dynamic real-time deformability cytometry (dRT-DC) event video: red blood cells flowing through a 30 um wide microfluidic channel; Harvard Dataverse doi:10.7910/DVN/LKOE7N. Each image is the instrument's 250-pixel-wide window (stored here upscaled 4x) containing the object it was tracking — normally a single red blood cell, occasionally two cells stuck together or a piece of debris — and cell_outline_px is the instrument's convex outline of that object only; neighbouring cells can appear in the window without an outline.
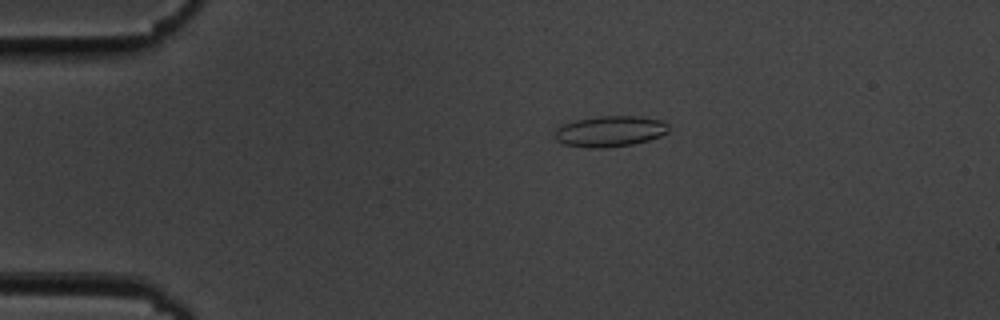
{"species": "common noctule bat (a hibernating species)", "species_latin": "Nyctalus noctula", "temperature_condition": "cold", "stored_images_in_passage": 56, "camera_frame_rate_fps": 3000, "um_per_image_px": 0.085, "animal": {"sex": "male", "body_mass_g": 19.5, "forearm_length_mm": 54.6}, "frame": {"image": 1, "passage_image": 12, "time_ms": 3.667, "image_size_px": [1000, 320], "cell_outline_px": [[668, 132], [660, 136], [648, 140], [632, 144], [604, 148], [588, 148], [564, 144], [556, 140], [556, 128], [564, 124], [576, 120], [600, 116], [640, 116], [660, 120], [668, 124]], "centroid_in_image_um": [51.86, 11.16], "position_along_channel_um": 33.1, "area_um2": 20.35}}
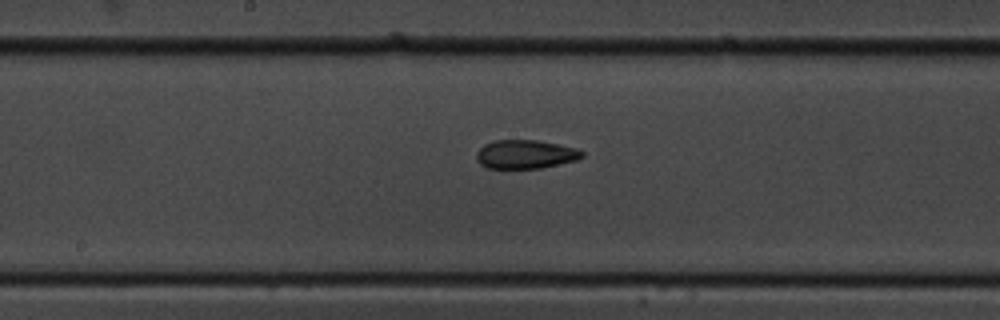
{"frame": {"image": 2, "passage_image": 30, "time_ms": 9.667, "image_size_px": [1000, 320], "cell_outline_px": [[584, 156], [576, 160], [540, 168], [488, 168], [480, 164], [476, 160], [476, 152], [484, 144], [492, 140], [536, 140], [576, 148], [584, 152]], "centroid_in_image_um": [44.62, 13.11], "position_along_channel_um": 203.6, "area_um2": 17.63}}
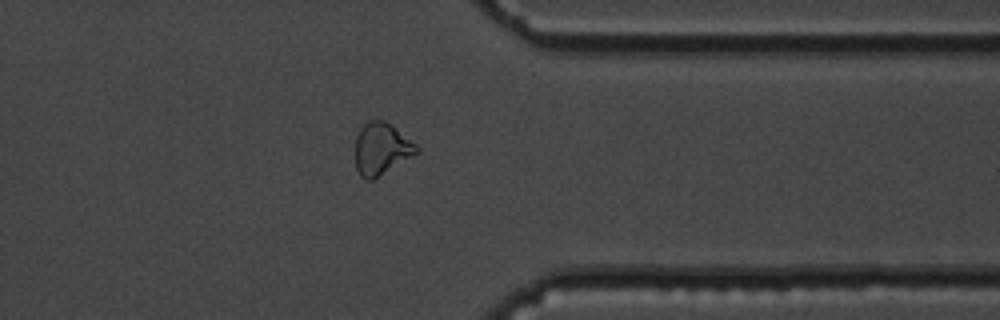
{"frame": {"image": 3, "passage_image": 45, "time_ms": 14.667, "image_size_px": [1000, 320], "cell_outline_px": [[420, 152], [372, 180], [364, 180], [360, 176], [356, 168], [356, 136], [360, 128], [368, 120], [384, 120], [416, 144], [420, 148]], "centroid_in_image_um": [32.41, 12.66], "position_along_channel_um": 379.0, "area_um2": 18.5}, "authors_computed_cell_mechanics": {"area_um2": 18.6983, "velocity_mm_per_s": 3.6206, "shape_relaxation_time_tau1_ms": 6.6441, "shape_relaxation_time_tau2_ms": 2.2375, "deformation_change_tau1": 0.1586, "deformation_change_tau2": 0.0898}}